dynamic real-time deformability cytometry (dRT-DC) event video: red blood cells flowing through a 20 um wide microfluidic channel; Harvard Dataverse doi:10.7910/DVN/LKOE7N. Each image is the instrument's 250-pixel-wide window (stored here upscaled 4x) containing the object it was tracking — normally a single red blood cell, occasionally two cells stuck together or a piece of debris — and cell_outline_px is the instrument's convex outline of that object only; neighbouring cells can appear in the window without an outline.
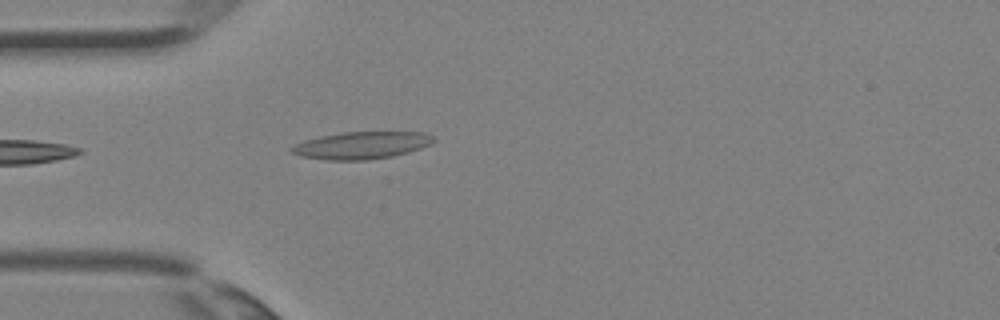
{"species": "Egyptian fruit bat (a non-hibernating species)", "species_latin": "Rousettus aegyptiacus", "temperature_condition": "room temperature", "stored_images_in_passage": 4, "camera_frame_rate_fps": 3000, "um_per_image_px": 0.085, "animal": {"sex": "female"}, "frame": {"image": 1, "passage_image": 4, "time_ms": 1.0, "image_size_px": [1000, 320], "cell_outline_px": [[436, 140], [420, 148], [408, 152], [392, 156], [368, 160], [328, 160], [300, 156], [292, 152], [288, 148], [304, 140], [320, 136], [344, 132], [424, 132], [432, 136]], "centroid_in_image_um": [30.7, 12.35], "position_along_channel_um": 54.3, "area_um2": 22.43}}